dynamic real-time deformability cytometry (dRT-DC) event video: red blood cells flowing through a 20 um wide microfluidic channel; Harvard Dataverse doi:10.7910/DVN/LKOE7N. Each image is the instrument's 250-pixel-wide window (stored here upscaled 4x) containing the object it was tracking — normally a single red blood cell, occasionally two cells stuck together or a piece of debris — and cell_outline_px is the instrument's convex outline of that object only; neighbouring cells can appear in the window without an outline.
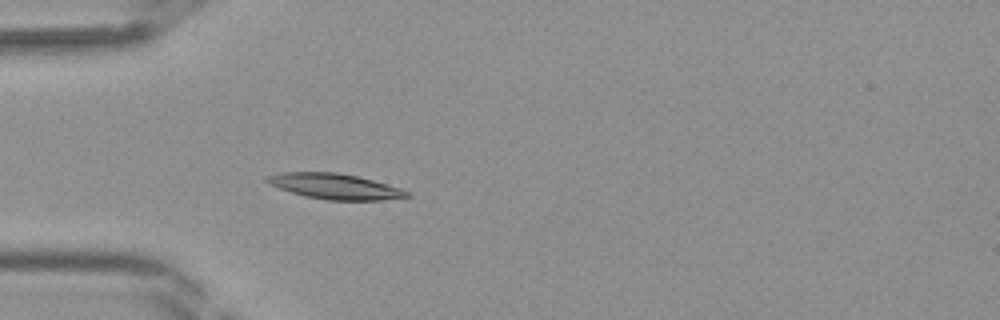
{"species": "Egyptian fruit bat (a non-hibernating species)", "species_latin": "Rousettus aegyptiacus", "temperature_condition": "room temperature", "stored_images_in_passage": 34, "camera_frame_rate_fps": 3000, "um_per_image_px": 0.085, "frame": {"image": 1, "passage_image": 5, "time_ms": 1.333, "image_size_px": [1000, 320], "cell_outline_px": [[412, 196], [380, 200], [328, 200], [304, 196], [268, 184], [264, 180], [264, 176], [284, 172], [336, 172], [356, 176], [372, 180], [400, 188], [412, 192]], "centroid_in_image_um": [28.45, 15.84], "position_along_channel_um": 56.5, "area_um2": 20.75}}
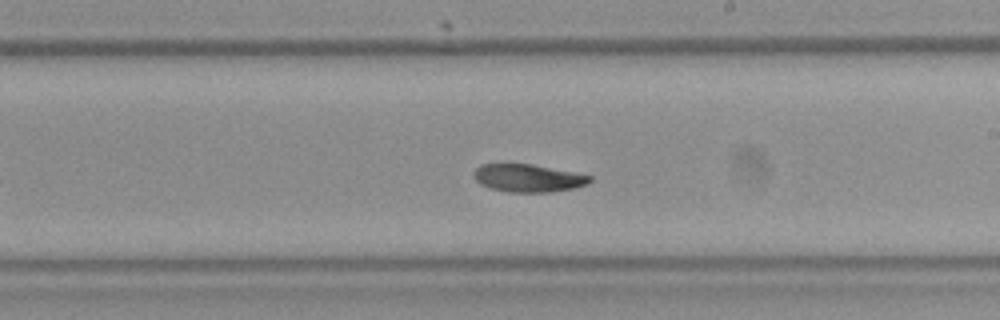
{"frame": {"image": 2, "passage_image": 17, "time_ms": 5.333, "image_size_px": [1000, 320], "cell_outline_px": [[592, 180], [588, 184], [572, 188], [552, 192], [508, 192], [488, 188], [480, 184], [476, 180], [472, 172], [480, 164], [532, 164], [592, 176]], "centroid_in_image_um": [44.85, 15.14], "position_along_channel_um": 244.1, "area_um2": 18.79}}
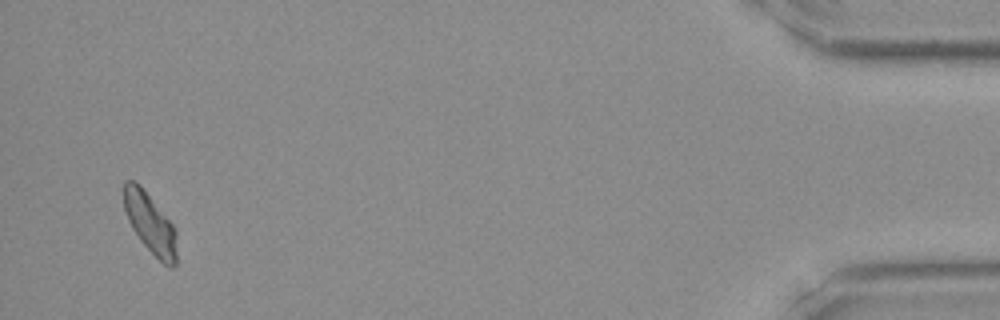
{"frame": {"image": 3, "passage_image": 33, "time_ms": 10.667, "image_size_px": [1000, 320], "cell_outline_px": [[176, 268], [168, 268], [140, 240], [132, 228], [128, 220], [124, 208], [124, 180], [136, 180], [140, 184], [172, 224], [176, 232]], "centroid_in_image_um": [12.76, 18.98], "position_along_channel_um": 422.4, "area_um2": 18.44}}